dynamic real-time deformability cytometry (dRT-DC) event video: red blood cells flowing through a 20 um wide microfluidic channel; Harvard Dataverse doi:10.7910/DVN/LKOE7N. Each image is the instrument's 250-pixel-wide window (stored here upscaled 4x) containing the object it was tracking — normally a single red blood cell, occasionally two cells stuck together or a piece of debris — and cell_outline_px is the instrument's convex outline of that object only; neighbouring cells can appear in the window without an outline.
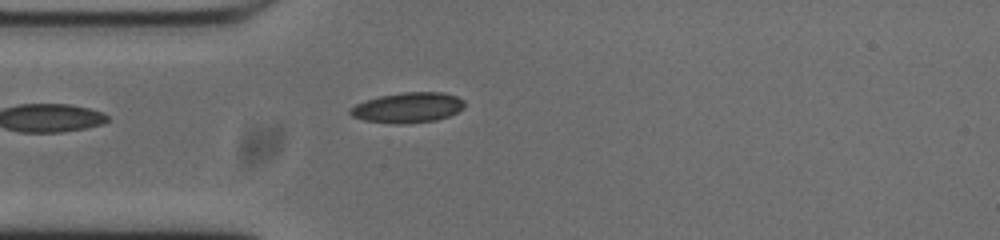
{"species": "common noctule bat (a hibernating species)", "species_latin": "Nyctalus noctula", "temperature_condition": "cold", "stored_images_in_passage": 41, "camera_frame_rate_fps": 3000, "um_per_image_px": 0.085, "animal": {"sex": "male", "body_mass_g": 20.0, "forearm_length_mm": 53.3}, "frame": {"image": 1, "passage_image": 1, "time_ms": 0.0, "image_size_px": [1000, 240], "cell_outline_px": [[464, 108], [448, 116], [436, 120], [400, 124], [364, 120], [352, 116], [348, 112], [356, 104], [380, 96], [400, 92], [444, 92], [456, 96], [464, 100]], "centroid_in_image_um": [34.69, 9.13], "position_along_channel_um": 50.3, "area_um2": 19.94}}
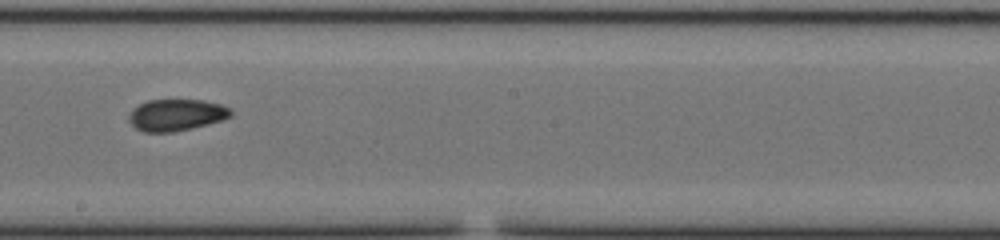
{"frame": {"image": 2, "passage_image": 16, "time_ms": 5.0, "image_size_px": [1000, 240], "cell_outline_px": [[232, 116], [208, 124], [192, 128], [172, 132], [144, 132], [136, 128], [128, 120], [128, 116], [132, 108], [148, 100], [204, 100], [220, 104], [232, 108]], "centroid_in_image_um": [14.98, 9.77], "position_along_channel_um": 233.2, "area_um2": 18.84}}
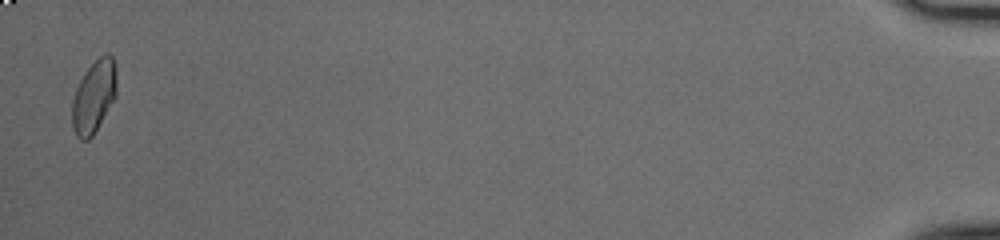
{"frame": {"image": 3, "passage_image": 40, "time_ms": 13.0, "image_size_px": [1000, 240], "cell_outline_px": [[116, 96], [92, 136], [88, 140], [80, 140], [76, 136], [72, 128], [72, 100], [76, 88], [80, 80], [88, 68], [104, 52], [108, 52], [112, 56], [116, 64]], "centroid_in_image_um": [7.98, 8.19], "position_along_channel_um": 427.2, "area_um2": 18.84}, "authors_computed_cell_mechanics": {"area_um2": 18.8428, "velocity_mm_per_s": 3.7409, "shape_relaxation_time_tau1_ms": 7.3973, "shape_relaxation_time_tau2_ms": 1.9599, "deformation_change_tau1": 0.1552, "deformation_change_tau2": 0.0612}}